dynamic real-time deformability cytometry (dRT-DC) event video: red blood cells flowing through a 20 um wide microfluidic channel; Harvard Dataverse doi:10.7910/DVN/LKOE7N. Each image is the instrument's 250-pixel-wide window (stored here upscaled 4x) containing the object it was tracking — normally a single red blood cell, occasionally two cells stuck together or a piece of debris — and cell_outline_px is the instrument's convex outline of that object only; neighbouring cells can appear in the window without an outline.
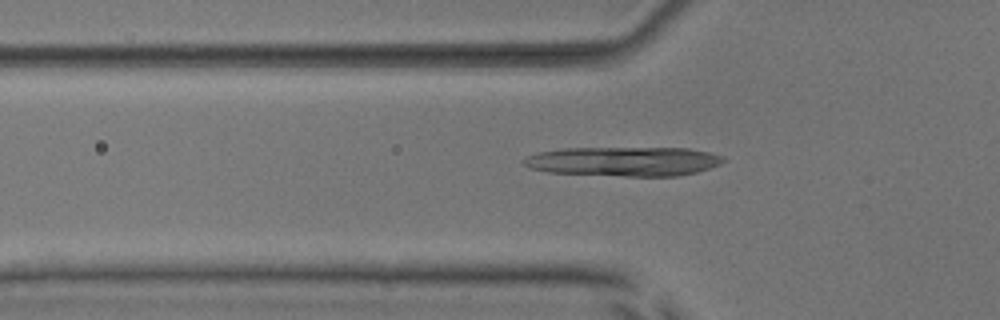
{"species": "common noctule bat (a hibernating species)", "species_latin": "Nyctalus noctula", "temperature_condition": "room temperature", "stored_images_in_passage": 53, "camera_frame_rate_fps": 3000, "um_per_image_px": 0.085, "animal": {"sex": "male", "body_mass_g": 17.9, "forearm_length_mm": 54.2}, "frame": {"image": 1, "passage_image": 18, "time_ms": 5.667, "image_size_px": [1000, 320], "cell_outline_px": [[728, 160], [720, 164], [696, 172], [680, 176], [624, 176], [548, 172], [532, 168], [524, 164], [520, 160], [528, 156], [540, 152], [564, 148], [688, 148], [708, 152], [720, 156]], "centroid_in_image_um": [53.04, 13.72], "position_along_channel_um": 72.8, "area_um2": 34.04}}
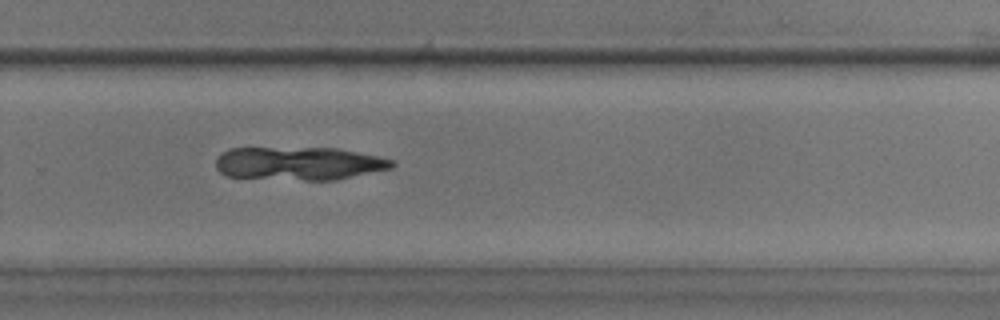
{"frame": {"image": 2, "passage_image": 36, "time_ms": 11.667, "image_size_px": [1000, 320], "cell_outline_px": [[396, 164], [392, 168], [336, 180], [304, 180], [228, 176], [220, 172], [216, 168], [216, 160], [220, 152], [228, 148], [336, 148], [396, 160]], "centroid_in_image_um": [25.41, 13.89], "position_along_channel_um": 304.4, "area_um2": 34.1}}
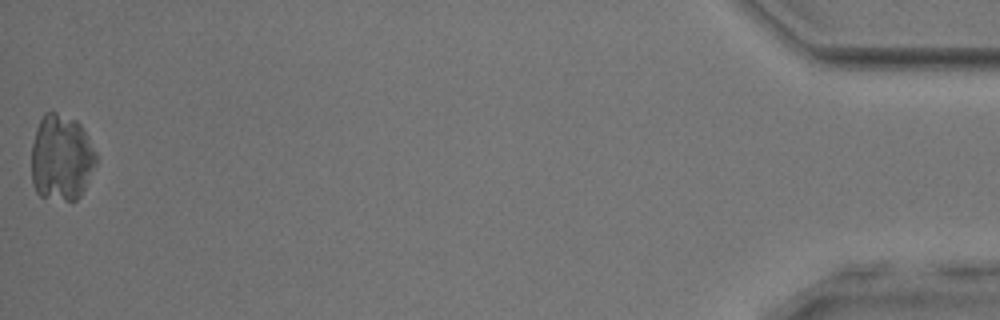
{"frame": {"image": 3, "passage_image": 53, "time_ms": 17.333, "image_size_px": [1000, 320], "cell_outline_px": [[96, 164], [80, 196], [76, 200], [64, 200], [40, 196], [36, 192], [32, 184], [32, 144], [36, 128], [44, 112], [56, 112], [76, 120], [80, 124], [88, 136], [96, 152]], "centroid_in_image_um": [5.21, 13.39], "position_along_channel_um": 430.0, "area_um2": 32.54}}